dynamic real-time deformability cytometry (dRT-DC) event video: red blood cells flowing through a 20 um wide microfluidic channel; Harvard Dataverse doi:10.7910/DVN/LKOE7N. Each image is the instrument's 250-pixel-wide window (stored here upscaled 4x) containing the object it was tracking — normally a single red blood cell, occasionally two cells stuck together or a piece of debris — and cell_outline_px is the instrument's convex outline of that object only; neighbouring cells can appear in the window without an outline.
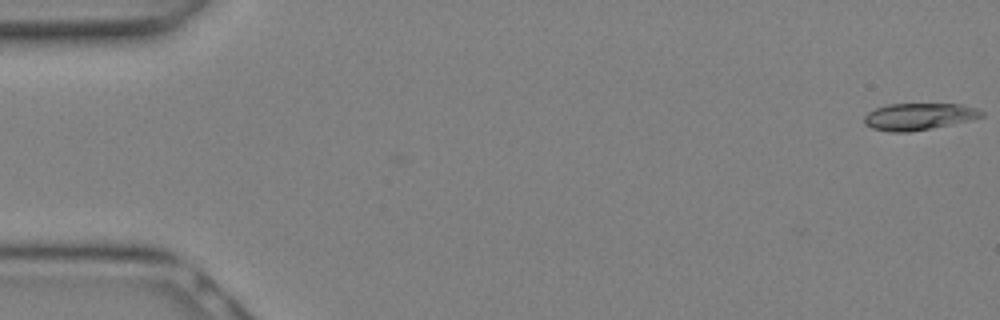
{"species": "Egyptian fruit bat (a non-hibernating species)", "species_latin": "Rousettus aegyptiacus", "temperature_condition": "warm", "stored_images_in_passage": 28, "camera_frame_rate_fps": 3000, "um_per_image_px": 0.085, "animal": {"sex": "female"}, "frame": {"image": 1, "passage_image": 1, "time_ms": 0.0, "image_size_px": [1000, 320], "cell_outline_px": [[984, 116], [968, 120], [908, 132], [892, 132], [872, 128], [864, 124], [864, 116], [868, 112], [876, 108], [888, 104], [960, 104], [976, 108], [984, 112]], "centroid_in_image_um": [78.06, 9.89], "position_along_channel_um": 6.9, "area_um2": 18.03}}
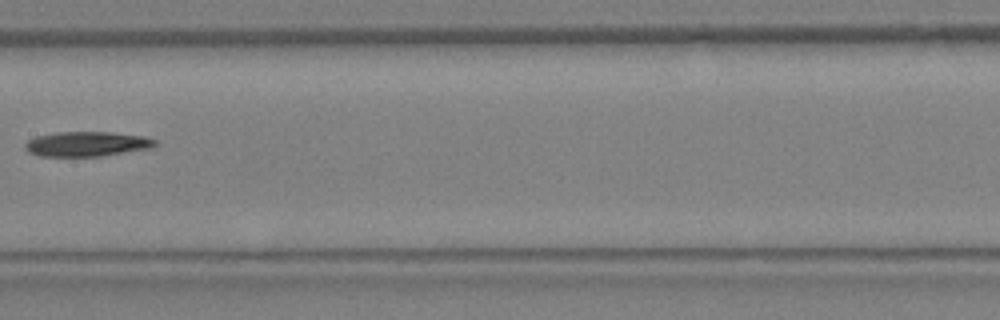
{"frame": {"image": 2, "passage_image": 15, "time_ms": 4.667, "image_size_px": [1000, 320], "cell_outline_px": [[156, 144], [152, 148], [100, 156], [40, 156], [28, 152], [24, 148], [24, 144], [28, 140], [36, 136], [56, 132], [112, 132], [148, 136], [156, 140]], "centroid_in_image_um": [7.39, 12.23], "position_along_channel_um": 200.0, "area_um2": 18.96}}
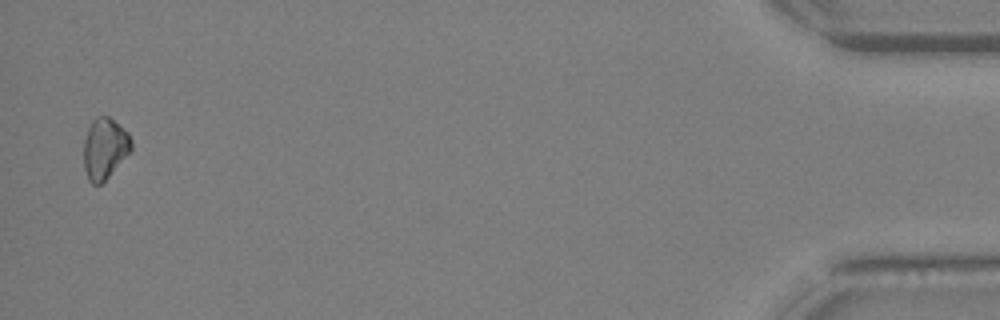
{"frame": {"image": 3, "passage_image": 28, "time_ms": 9.0, "image_size_px": [1000, 320], "cell_outline_px": [[132, 148], [108, 176], [100, 184], [92, 184], [88, 180], [84, 168], [84, 140], [88, 128], [92, 120], [100, 116], [108, 116], [128, 132], [132, 140]], "centroid_in_image_um": [8.88, 12.6], "position_along_channel_um": 426.3, "area_um2": 16.59}}